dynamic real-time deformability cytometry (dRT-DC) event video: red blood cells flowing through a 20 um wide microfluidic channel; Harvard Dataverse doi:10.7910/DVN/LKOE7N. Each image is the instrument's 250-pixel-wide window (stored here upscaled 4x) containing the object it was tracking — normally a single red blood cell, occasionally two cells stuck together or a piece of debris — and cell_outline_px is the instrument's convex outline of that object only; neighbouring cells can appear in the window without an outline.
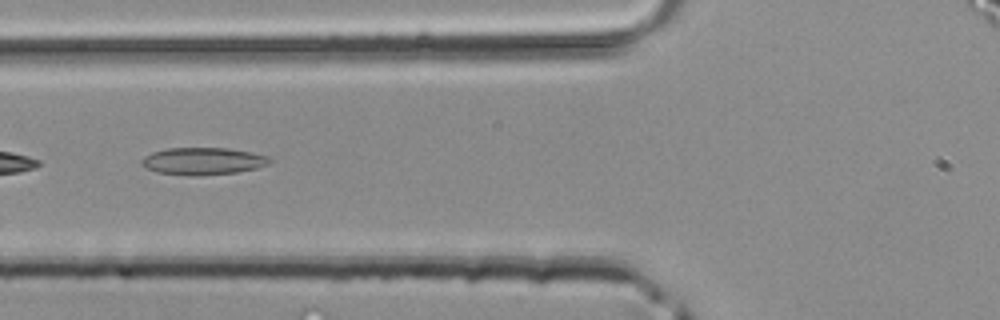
{"species": "common noctule bat (a hibernating species)", "species_latin": "Nyctalus noctula", "temperature_condition": "room temperature", "stored_images_in_passage": 44, "camera_frame_rate_fps": 3000, "um_per_image_px": 0.085, "animal": {"sex": "male", "body_mass_g": 20.4}, "frame": {"image": 1, "passage_image": 17, "time_ms": 5.333, "image_size_px": [1000, 320], "cell_outline_px": [[272, 160], [268, 164], [256, 168], [236, 172], [156, 172], [144, 168], [140, 164], [140, 160], [144, 156], [152, 152], [168, 148], [228, 148], [252, 152], [268, 156]], "centroid_in_image_um": [17.25, 13.63], "position_along_channel_um": 108.6, "area_um2": 19.25}}
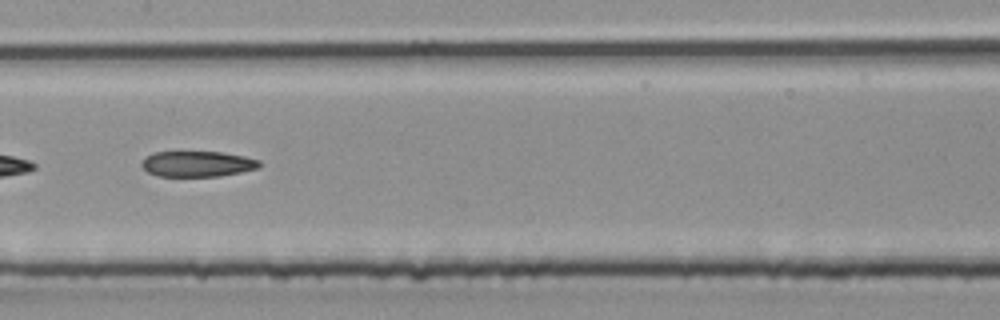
{"frame": {"image": 2, "passage_image": 22, "time_ms": 7.0, "image_size_px": [1000, 320], "cell_outline_px": [[264, 164], [260, 168], [220, 176], [156, 176], [148, 172], [140, 164], [152, 152], [220, 152], [244, 156], [260, 160]], "centroid_in_image_um": [16.83, 13.93], "position_along_channel_um": 190.6, "area_um2": 17.63}}